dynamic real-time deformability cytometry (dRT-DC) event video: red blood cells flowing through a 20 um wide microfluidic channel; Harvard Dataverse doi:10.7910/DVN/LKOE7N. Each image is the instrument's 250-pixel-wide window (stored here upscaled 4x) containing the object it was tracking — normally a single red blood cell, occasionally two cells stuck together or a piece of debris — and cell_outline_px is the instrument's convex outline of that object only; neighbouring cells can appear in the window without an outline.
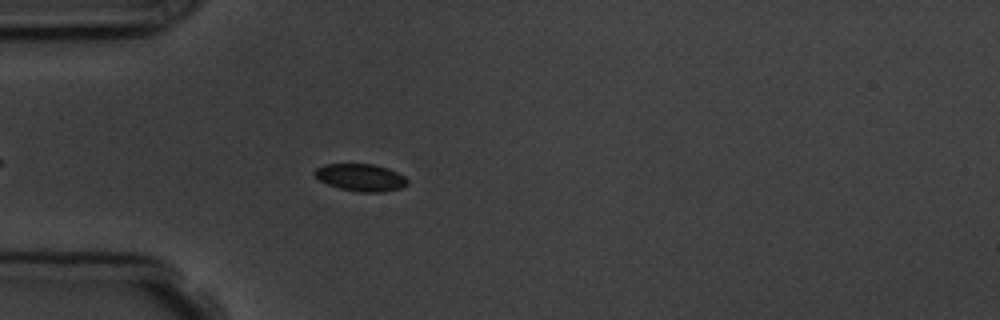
{"species": "common noctule bat (a hibernating species)", "species_latin": "Nyctalus noctula", "temperature_condition": "room temperature", "stored_images_in_passage": 2, "camera_frame_rate_fps": 3000, "um_per_image_px": 0.085, "animal": {"sex": "male", "body_mass_g": 19.5, "forearm_length_mm": 54.6}, "frame": {"image": 1, "passage_image": 2, "time_ms": 1.333, "image_size_px": [1000, 320], "cell_outline_px": [[408, 184], [400, 188], [384, 192], [360, 192], [340, 188], [328, 184], [320, 180], [312, 172], [316, 168], [324, 164], [372, 164], [388, 168], [404, 176], [408, 180]], "centroid_in_image_um": [30.66, 15.08], "position_along_channel_um": 54.3, "area_um2": 14.68}}